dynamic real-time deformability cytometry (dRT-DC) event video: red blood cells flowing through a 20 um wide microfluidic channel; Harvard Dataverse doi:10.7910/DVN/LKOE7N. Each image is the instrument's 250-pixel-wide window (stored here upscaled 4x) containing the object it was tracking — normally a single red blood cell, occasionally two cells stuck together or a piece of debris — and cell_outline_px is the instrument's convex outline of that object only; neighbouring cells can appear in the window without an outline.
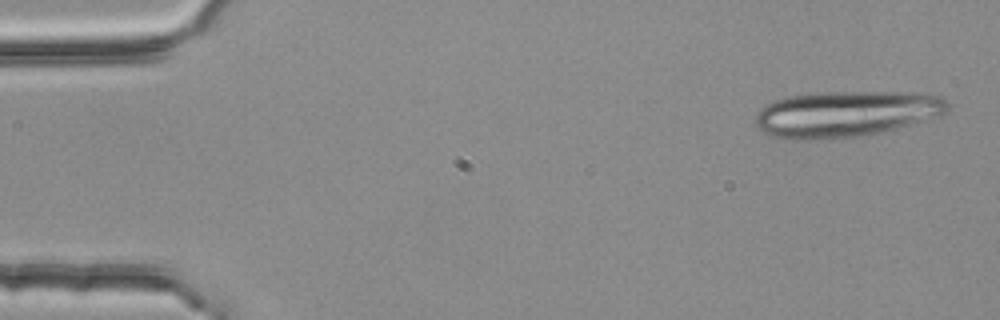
{"species": "common noctule bat (a hibernating species)", "species_latin": "Nyctalus noctula", "temperature_condition": "room temperature", "stored_images_in_passage": 3, "camera_frame_rate_fps": 3000, "um_per_image_px": 0.085, "animal": {"sex": "female", "body_mass_g": 25.1}, "frame": {"image": 1, "passage_image": 1, "time_ms": 0.0, "image_size_px": [1000, 320], "cell_outline_px": [[948, 108], [940, 116], [896, 128], [880, 132], [856, 136], [796, 140], [772, 136], [764, 132], [756, 124], [756, 116], [768, 104], [776, 100], [788, 96], [816, 92], [912, 92], [940, 96], [948, 104]], "centroid_in_image_um": [71.92, 9.66], "position_along_channel_um": 13.1, "area_um2": 50.86}}